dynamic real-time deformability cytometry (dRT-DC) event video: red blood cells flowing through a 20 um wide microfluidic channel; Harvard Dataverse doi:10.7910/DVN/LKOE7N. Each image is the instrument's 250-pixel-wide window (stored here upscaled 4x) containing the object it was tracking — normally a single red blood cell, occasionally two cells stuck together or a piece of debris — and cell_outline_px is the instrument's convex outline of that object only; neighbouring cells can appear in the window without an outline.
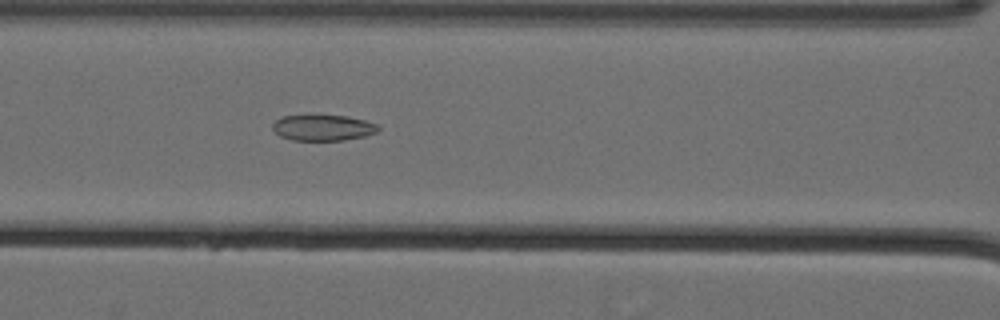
{"species": "Egyptian fruit bat (a non-hibernating species)", "species_latin": "Rousettus aegyptiacus", "temperature_condition": "cold", "stored_images_in_passage": 60, "camera_frame_rate_fps": 3000, "um_per_image_px": 0.085, "animal": {"sex": "female"}, "frame": {"image": 1, "passage_image": 29, "time_ms": 9.333, "image_size_px": [1000, 320], "cell_outline_px": [[380, 128], [376, 132], [364, 136], [344, 140], [292, 140], [280, 136], [272, 128], [272, 124], [276, 120], [284, 116], [348, 116], [364, 120], [376, 124]], "centroid_in_image_um": [27.45, 10.86], "position_along_channel_um": 139.2, "area_um2": 15.66}}
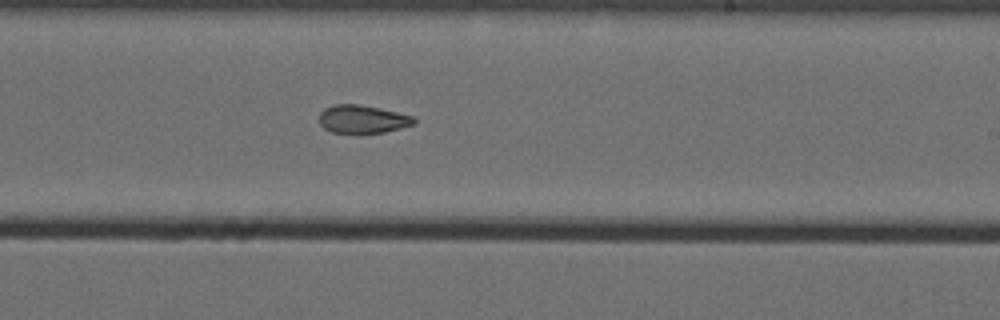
{"frame": {"image": 2, "passage_image": 39, "time_ms": 12.667, "image_size_px": [1000, 320], "cell_outline_px": [[416, 124], [384, 132], [332, 132], [324, 128], [320, 124], [320, 112], [324, 108], [336, 104], [360, 104], [380, 108], [412, 116], [416, 120]], "centroid_in_image_um": [30.82, 10.11], "position_along_channel_um": 258.2, "area_um2": 15.32}}
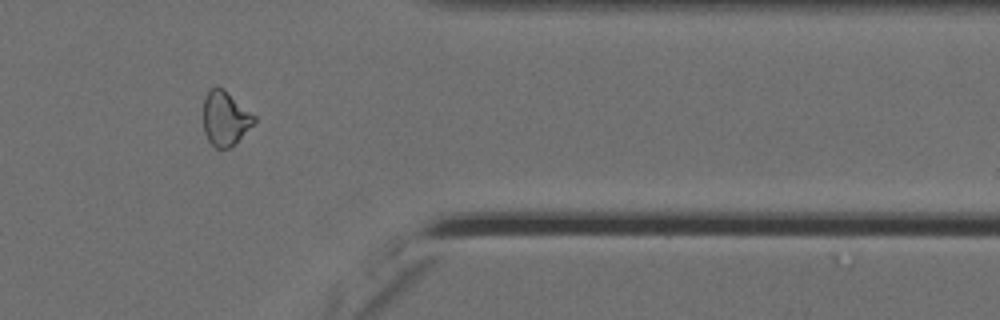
{"frame": {"image": 3, "passage_image": 51, "time_ms": 16.667, "image_size_px": [1000, 320], "cell_outline_px": [[256, 120], [228, 148], [216, 148], [208, 140], [204, 132], [204, 96], [216, 84], [224, 88], [256, 116]], "centroid_in_image_um": [19.12, 10.0], "position_along_channel_um": 392.3, "area_um2": 15.84}, "authors_computed_cell_mechanics": {"area_um2": 18.496, "velocity_mm_per_s": 3.5795, "shape_relaxation_time_tau1_ms": null, "shape_relaxation_time_tau2_ms": 4.7243, "deformation_change_tau1": null, "deformation_change_tau2": 0.1044}}